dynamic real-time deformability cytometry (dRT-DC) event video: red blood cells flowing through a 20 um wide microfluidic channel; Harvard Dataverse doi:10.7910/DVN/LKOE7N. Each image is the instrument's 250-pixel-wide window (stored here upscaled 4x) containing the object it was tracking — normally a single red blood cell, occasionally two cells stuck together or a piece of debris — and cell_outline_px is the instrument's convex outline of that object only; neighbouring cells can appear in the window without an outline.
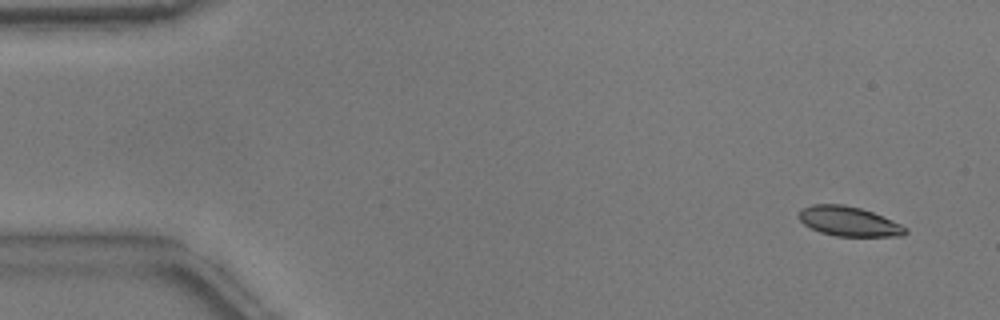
{"species": "common noctule bat (a hibernating species)", "species_latin": "Nyctalus noctula", "temperature_condition": "warm", "stored_images_in_passage": 16, "camera_frame_rate_fps": 3000, "um_per_image_px": 0.085, "animal": {"sex": "male", "body_mass_g": 17.9}, "frame": {"image": 1, "passage_image": 3, "time_ms": 0.667, "image_size_px": [1000, 320], "cell_outline_px": [[908, 232], [904, 236], [836, 236], [820, 232], [804, 224], [796, 216], [804, 208], [812, 204], [844, 204], [860, 208], [872, 212], [892, 220], [908, 228]], "centroid_in_image_um": [72.16, 18.82], "position_along_channel_um": 12.8, "area_um2": 18.38}}